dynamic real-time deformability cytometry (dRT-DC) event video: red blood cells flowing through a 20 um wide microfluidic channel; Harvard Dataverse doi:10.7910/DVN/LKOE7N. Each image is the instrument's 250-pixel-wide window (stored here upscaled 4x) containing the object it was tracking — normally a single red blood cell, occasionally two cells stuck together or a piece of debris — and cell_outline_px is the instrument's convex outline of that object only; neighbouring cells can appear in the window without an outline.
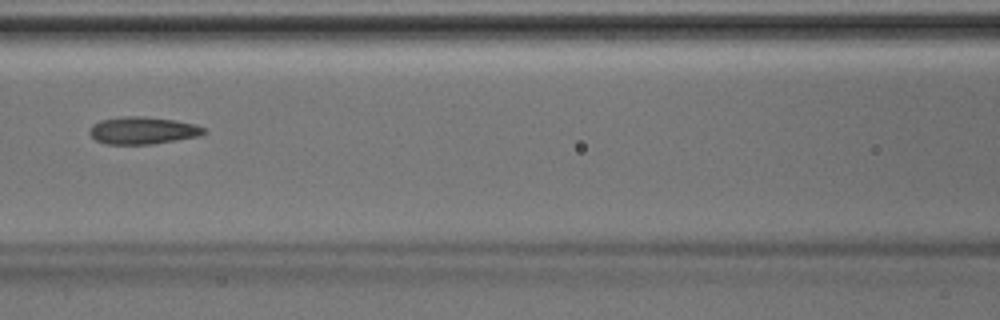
{"species": "Egyptian fruit bat (a non-hibernating species)", "species_latin": "Rousettus aegyptiacus", "temperature_condition": "room temperature", "stored_images_in_passage": 18, "camera_frame_rate_fps": 3000, "um_per_image_px": 0.085, "animal": {"sex": "male"}, "frame": {"image": 1, "passage_image": 6, "time_ms": 1.667, "image_size_px": [1000, 320], "cell_outline_px": [[204, 132], [200, 136], [152, 144], [108, 144], [96, 140], [88, 132], [88, 128], [92, 124], [100, 120], [124, 116], [144, 116], [176, 120], [196, 124], [204, 128]], "centroid_in_image_um": [12.11, 11.08], "position_along_channel_um": 154.5, "area_um2": 18.26}}